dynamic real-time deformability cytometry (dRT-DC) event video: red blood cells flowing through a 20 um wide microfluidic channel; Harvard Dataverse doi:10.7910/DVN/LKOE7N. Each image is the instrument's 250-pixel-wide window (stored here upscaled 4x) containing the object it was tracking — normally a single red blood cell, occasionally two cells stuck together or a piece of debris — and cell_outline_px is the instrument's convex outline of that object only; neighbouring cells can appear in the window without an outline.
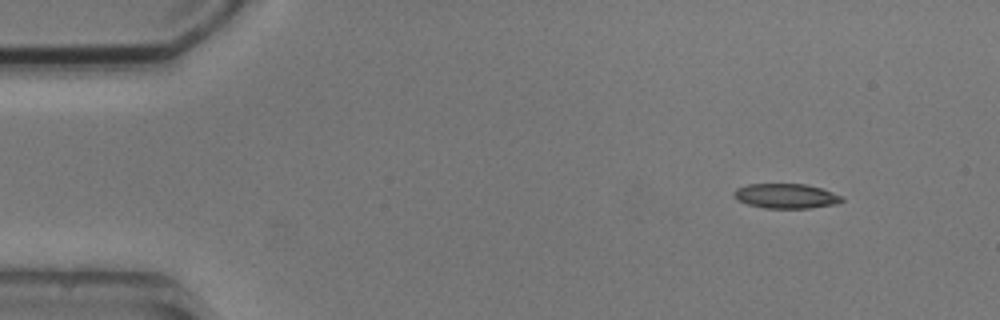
{"species": "common noctule bat (a hibernating species)", "species_latin": "Nyctalus noctula", "temperature_condition": "cold", "stored_images_in_passage": 5, "segment_of_instrument_passage": [2, 2], "camera_frame_rate_fps": 3000, "um_per_image_px": 0.085, "animal": {"sex": "male", "body_mass_g": 20.5, "forearm_length_mm": 52.5}, "frame": {"image": 1, "passage_image": 5, "time_ms": 5.333, "image_size_px": [1000, 320], "cell_outline_px": [[844, 200], [836, 204], [808, 208], [764, 208], [748, 204], [736, 200], [732, 196], [732, 192], [736, 188], [748, 184], [804, 184], [820, 188], [832, 192], [840, 196]], "centroid_in_image_um": [66.74, 16.66], "position_along_channel_um": 18.3, "area_um2": 15.55}}